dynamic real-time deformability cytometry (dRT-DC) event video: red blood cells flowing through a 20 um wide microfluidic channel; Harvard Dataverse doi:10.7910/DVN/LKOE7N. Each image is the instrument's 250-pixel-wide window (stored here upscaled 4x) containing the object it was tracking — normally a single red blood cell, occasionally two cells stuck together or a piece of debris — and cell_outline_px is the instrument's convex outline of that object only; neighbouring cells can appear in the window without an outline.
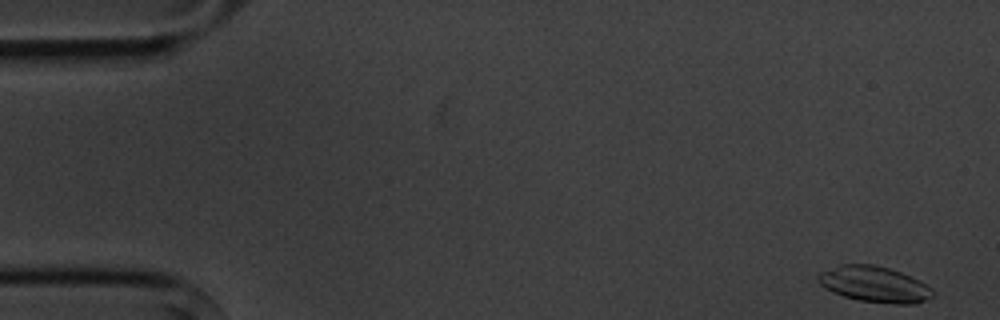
{"species": "common noctule bat (a hibernating species)", "species_latin": "Nyctalus noctula", "temperature_condition": "cold", "stored_images_in_passage": 5, "camera_frame_rate_fps": 3000, "um_per_image_px": 0.085, "animal": {"sex": "male", "body_mass_g": 20.1, "forearm_length_mm": 53.5}, "frame": {"image": 1, "passage_image": 1, "time_ms": 0.0, "image_size_px": [1000, 320], "cell_outline_px": [[932, 296], [916, 304], [896, 304], [860, 300], [844, 296], [832, 292], [820, 284], [816, 280], [816, 276], [820, 272], [840, 264], [872, 264], [888, 268], [900, 272], [932, 288]], "centroid_in_image_um": [74.26, 24.16], "position_along_channel_um": 10.7, "area_um2": 23.64}}
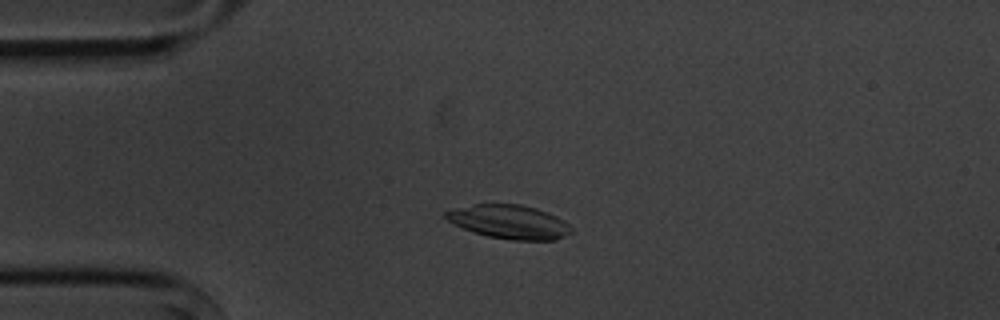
{"frame": {"image": 2, "passage_image": 4, "time_ms": 3.667, "image_size_px": [1000, 320], "cell_outline_px": [[572, 232], [556, 240], [512, 240], [488, 236], [472, 232], [448, 220], [444, 216], [444, 212], [456, 208], [472, 204], [520, 204], [536, 208], [548, 212], [564, 220], [572, 228]], "centroid_in_image_um": [43.31, 18.85], "position_along_channel_um": 41.7, "area_um2": 24.68}}